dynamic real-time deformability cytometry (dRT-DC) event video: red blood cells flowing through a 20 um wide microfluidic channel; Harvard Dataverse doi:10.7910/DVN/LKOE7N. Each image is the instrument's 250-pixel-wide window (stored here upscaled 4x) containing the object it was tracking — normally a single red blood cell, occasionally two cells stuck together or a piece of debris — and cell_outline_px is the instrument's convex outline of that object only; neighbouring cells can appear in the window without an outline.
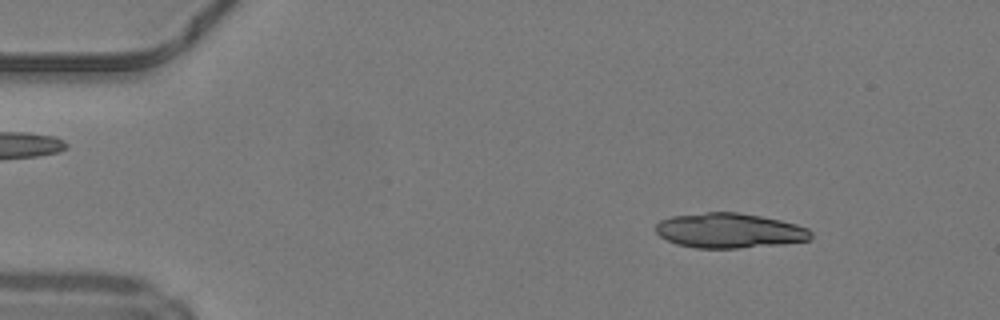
{"species": "common noctule bat (a hibernating species)", "species_latin": "Nyctalus noctula", "temperature_condition": "warm", "stored_images_in_passage": 47, "camera_frame_rate_fps": 3000, "um_per_image_px": 0.085, "animal": {"sex": "male", "body_mass_g": 19.2, "forearm_length_mm": 51.8}, "frame": {"image": 1, "passage_image": 6, "time_ms": 1.667, "image_size_px": [1000, 320], "cell_outline_px": [[812, 236], [808, 240], [784, 244], [740, 248], [696, 248], [676, 244], [660, 236], [656, 232], [656, 224], [660, 220], [672, 216], [708, 212], [740, 212], [780, 220], [796, 224], [808, 228], [812, 232]], "centroid_in_image_um": [62.01, 19.6], "position_along_channel_um": 23.0, "area_um2": 31.62}}
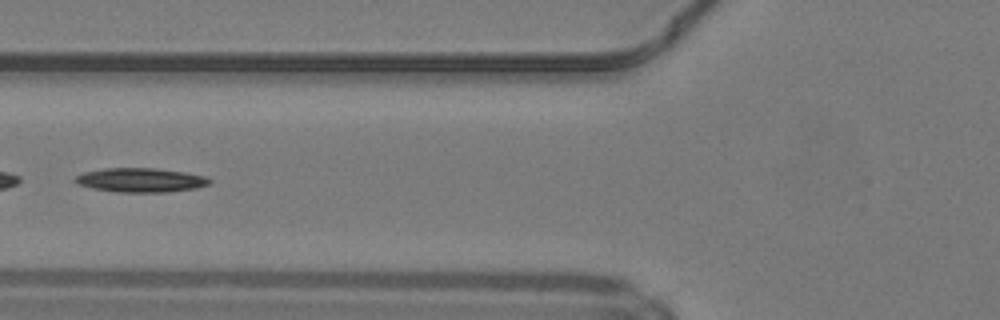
{"frame": {"image": 2, "passage_image": 19, "time_ms": 6.0, "image_size_px": [1000, 320], "cell_outline_px": [[212, 184], [196, 188], [168, 192], [116, 192], [92, 188], [80, 184], [72, 180], [76, 176], [84, 172], [104, 168], [156, 168], [184, 172], [208, 176], [212, 180]], "centroid_in_image_um": [12.01, 15.3], "position_along_channel_um": 113.8, "area_um2": 19.07}, "authors_computed_cell_mechanics": {"area_um2": 19.8254, "velocity_mm_per_s": 4.223, "shape_relaxation_time_tau1_ms": 5.3859, "shape_relaxation_time_tau2_ms": null, "deformation_change_tau1": 0.1907, "deformation_change_tau2": null}}